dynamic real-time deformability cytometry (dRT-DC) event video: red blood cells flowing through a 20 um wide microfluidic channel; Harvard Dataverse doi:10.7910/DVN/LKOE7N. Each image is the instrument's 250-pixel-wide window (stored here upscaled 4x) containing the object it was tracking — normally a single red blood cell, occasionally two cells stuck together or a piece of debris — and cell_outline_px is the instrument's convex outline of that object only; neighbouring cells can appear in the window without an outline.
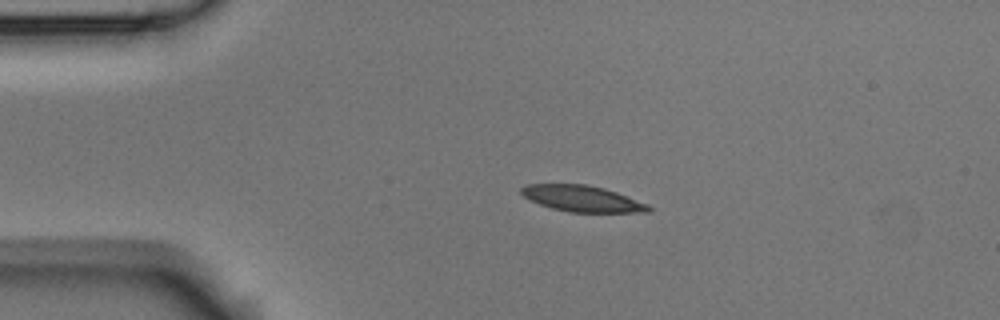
{"species": "Egyptian fruit bat (a non-hibernating species)", "species_latin": "Rousettus aegyptiacus", "temperature_condition": "room temperature", "stored_images_in_passage": 3, "camera_frame_rate_fps": 3000, "um_per_image_px": 0.085, "animal": {"sex": "male"}, "frame": {"image": 1, "passage_image": 2, "time_ms": 1.0, "image_size_px": [1000, 320], "cell_outline_px": [[652, 212], [568, 212], [552, 208], [528, 200], [520, 192], [520, 188], [524, 184], [588, 184], [604, 188], [616, 192], [648, 204], [652, 208]], "centroid_in_image_um": [49.47, 16.88], "position_along_channel_um": 35.5, "area_um2": 19.48}}